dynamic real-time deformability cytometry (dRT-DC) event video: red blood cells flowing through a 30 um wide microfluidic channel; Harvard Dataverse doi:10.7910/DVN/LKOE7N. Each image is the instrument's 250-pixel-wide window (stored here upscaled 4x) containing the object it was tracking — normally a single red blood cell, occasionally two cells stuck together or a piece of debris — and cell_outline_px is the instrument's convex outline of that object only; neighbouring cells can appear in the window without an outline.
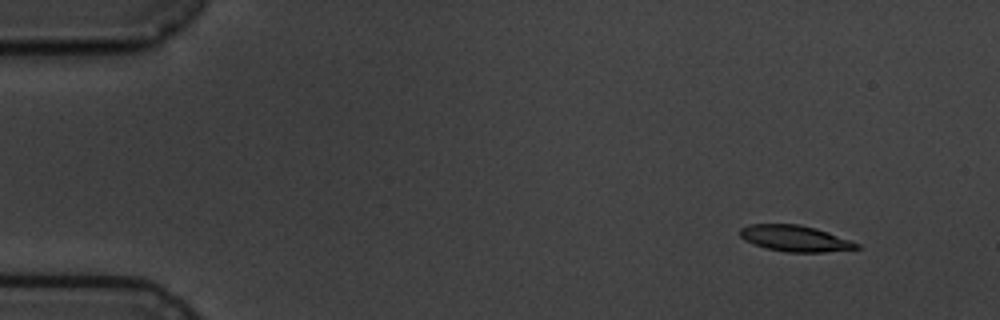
{"species": "common noctule bat (a hibernating species)", "species_latin": "Nyctalus noctula", "temperature_condition": "cold", "stored_images_in_passage": 4, "camera_frame_rate_fps": 3000, "um_per_image_px": 0.085, "animal": {"sex": "male", "body_mass_g": 19.5, "forearm_length_mm": 54.6}, "frame": {"image": 1, "passage_image": 1, "time_ms": 0.0, "image_size_px": [1000, 320], "cell_outline_px": [[860, 248], [824, 252], [788, 252], [768, 248], [744, 240], [740, 236], [740, 228], [748, 224], [800, 224], [816, 228], [860, 244]], "centroid_in_image_um": [67.56, 20.25], "position_along_channel_um": 17.4, "area_um2": 17.51}}
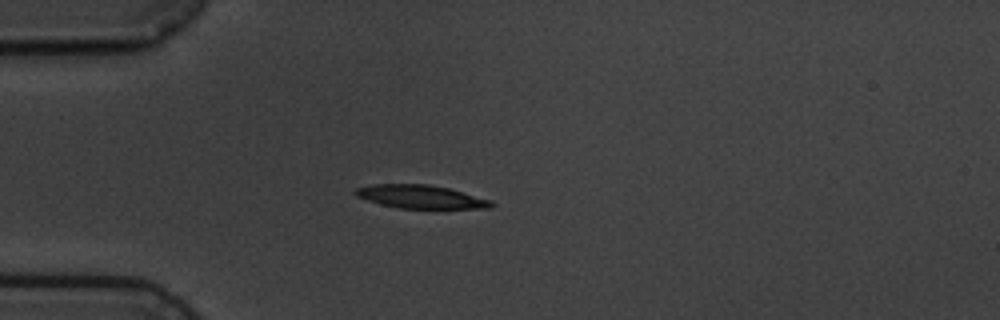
{"frame": {"image": 2, "passage_image": 4, "time_ms": 3.333, "image_size_px": [1000, 320], "cell_outline_px": [[496, 204], [492, 208], [396, 208], [380, 204], [356, 196], [352, 192], [356, 188], [372, 184], [428, 184], [448, 188], [492, 200]], "centroid_in_image_um": [35.76, 16.72], "position_along_channel_um": 49.2, "area_um2": 18.5}}